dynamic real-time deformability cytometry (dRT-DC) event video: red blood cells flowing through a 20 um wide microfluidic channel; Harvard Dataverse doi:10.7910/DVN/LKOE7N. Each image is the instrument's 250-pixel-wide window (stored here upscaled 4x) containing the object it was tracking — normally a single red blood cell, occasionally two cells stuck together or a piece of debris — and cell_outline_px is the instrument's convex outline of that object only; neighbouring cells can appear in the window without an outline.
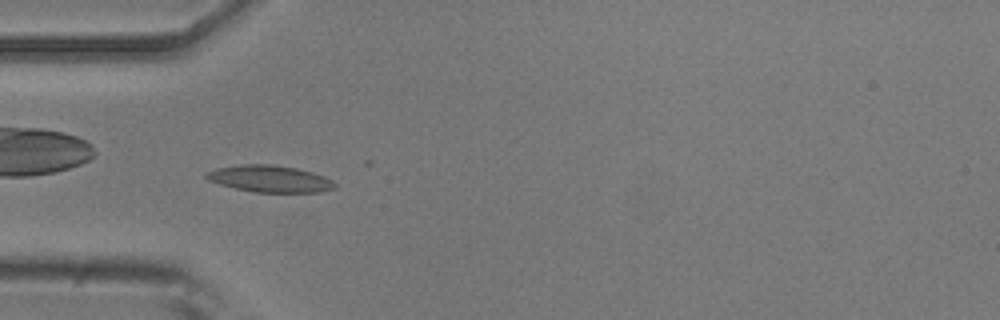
{"species": "common noctule bat (a hibernating species)", "species_latin": "Nyctalus noctula", "temperature_condition": "room temperature", "stored_images_in_passage": 31, "camera_frame_rate_fps": 3000, "um_per_image_px": 0.085, "animal": {"sex": "male", "body_mass_g": 20.5, "forearm_length_mm": 52.5}, "frame": {"image": 1, "passage_image": 15, "time_ms": 4.667, "image_size_px": [1000, 320], "cell_outline_px": [[336, 188], [320, 192], [256, 192], [236, 188], [220, 184], [208, 180], [204, 176], [204, 172], [216, 168], [240, 164], [272, 164], [296, 168], [312, 172], [324, 176], [332, 180], [336, 184]], "centroid_in_image_um": [22.92, 15.19], "position_along_channel_um": 62.1, "area_um2": 20.11}}
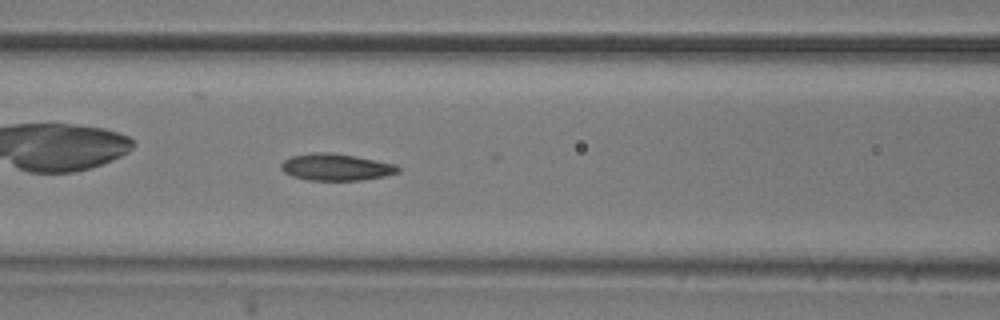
{"frame": {"image": 2, "passage_image": 21, "time_ms": 6.667, "image_size_px": [1000, 320], "cell_outline_px": [[400, 172], [384, 176], [364, 180], [308, 180], [292, 176], [284, 172], [280, 168], [280, 164], [284, 160], [292, 156], [312, 152], [332, 152], [356, 156], [396, 164], [400, 168]], "centroid_in_image_um": [28.56, 14.2], "position_along_channel_um": 138.0, "area_um2": 18.44}}
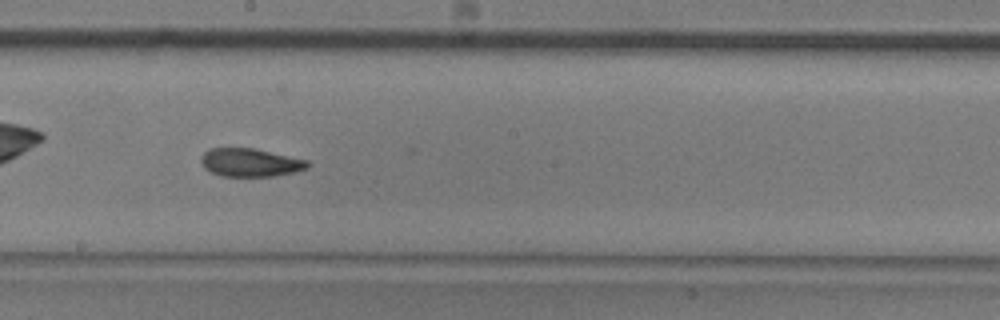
{"frame": {"image": 3, "passage_image": 28, "time_ms": 9.0, "image_size_px": [1000, 320], "cell_outline_px": [[308, 168], [296, 172], [272, 176], [220, 176], [204, 168], [200, 160], [200, 156], [204, 152], [212, 148], [252, 148], [308, 160]], "centroid_in_image_um": [21.25, 13.82], "position_along_channel_um": 226.9, "area_um2": 17.46}}